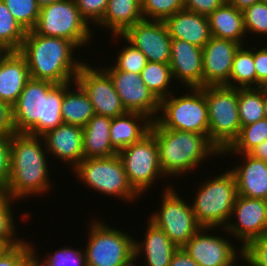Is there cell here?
<instances>
[{
	"label": "cell",
	"mask_w": 267,
	"mask_h": 266,
	"mask_svg": "<svg viewBox=\"0 0 267 266\" xmlns=\"http://www.w3.org/2000/svg\"><path fill=\"white\" fill-rule=\"evenodd\" d=\"M151 123L152 120L149 117L138 112H127L124 115L112 118L110 125L112 147L119 152L140 141L149 133Z\"/></svg>",
	"instance_id": "d4e9b609"
},
{
	"label": "cell",
	"mask_w": 267,
	"mask_h": 266,
	"mask_svg": "<svg viewBox=\"0 0 267 266\" xmlns=\"http://www.w3.org/2000/svg\"><path fill=\"white\" fill-rule=\"evenodd\" d=\"M32 246V266H86L85 253L82 249L63 247L53 254L47 253L46 259L42 262L37 258V251ZM40 262V263H39Z\"/></svg>",
	"instance_id": "d590c367"
},
{
	"label": "cell",
	"mask_w": 267,
	"mask_h": 266,
	"mask_svg": "<svg viewBox=\"0 0 267 266\" xmlns=\"http://www.w3.org/2000/svg\"><path fill=\"white\" fill-rule=\"evenodd\" d=\"M170 68L181 85L203 87L202 48L179 39L171 40Z\"/></svg>",
	"instance_id": "d6986e66"
},
{
	"label": "cell",
	"mask_w": 267,
	"mask_h": 266,
	"mask_svg": "<svg viewBox=\"0 0 267 266\" xmlns=\"http://www.w3.org/2000/svg\"><path fill=\"white\" fill-rule=\"evenodd\" d=\"M80 15L88 23L97 25L103 18L108 0H74ZM92 21V22H91Z\"/></svg>",
	"instance_id": "7bdbcfd3"
},
{
	"label": "cell",
	"mask_w": 267,
	"mask_h": 266,
	"mask_svg": "<svg viewBox=\"0 0 267 266\" xmlns=\"http://www.w3.org/2000/svg\"><path fill=\"white\" fill-rule=\"evenodd\" d=\"M264 111H265V118H267V90L264 87Z\"/></svg>",
	"instance_id": "db71d44e"
},
{
	"label": "cell",
	"mask_w": 267,
	"mask_h": 266,
	"mask_svg": "<svg viewBox=\"0 0 267 266\" xmlns=\"http://www.w3.org/2000/svg\"><path fill=\"white\" fill-rule=\"evenodd\" d=\"M140 75L144 84L159 101L174 93L170 90L173 80L170 64L148 61Z\"/></svg>",
	"instance_id": "1f68e13d"
},
{
	"label": "cell",
	"mask_w": 267,
	"mask_h": 266,
	"mask_svg": "<svg viewBox=\"0 0 267 266\" xmlns=\"http://www.w3.org/2000/svg\"><path fill=\"white\" fill-rule=\"evenodd\" d=\"M40 8L61 0H36Z\"/></svg>",
	"instance_id": "f5cc1de1"
},
{
	"label": "cell",
	"mask_w": 267,
	"mask_h": 266,
	"mask_svg": "<svg viewBox=\"0 0 267 266\" xmlns=\"http://www.w3.org/2000/svg\"><path fill=\"white\" fill-rule=\"evenodd\" d=\"M244 47V45L240 46L234 55L230 75V87H257V75L253 60V49L251 47L247 48V45L246 48Z\"/></svg>",
	"instance_id": "4dcf8cb0"
},
{
	"label": "cell",
	"mask_w": 267,
	"mask_h": 266,
	"mask_svg": "<svg viewBox=\"0 0 267 266\" xmlns=\"http://www.w3.org/2000/svg\"><path fill=\"white\" fill-rule=\"evenodd\" d=\"M143 20L141 0H108L106 12L98 27H105L112 35H122L129 27Z\"/></svg>",
	"instance_id": "83f0119b"
},
{
	"label": "cell",
	"mask_w": 267,
	"mask_h": 266,
	"mask_svg": "<svg viewBox=\"0 0 267 266\" xmlns=\"http://www.w3.org/2000/svg\"><path fill=\"white\" fill-rule=\"evenodd\" d=\"M29 79L25 57L19 51H8L0 63V100L12 106Z\"/></svg>",
	"instance_id": "603a6c76"
},
{
	"label": "cell",
	"mask_w": 267,
	"mask_h": 266,
	"mask_svg": "<svg viewBox=\"0 0 267 266\" xmlns=\"http://www.w3.org/2000/svg\"><path fill=\"white\" fill-rule=\"evenodd\" d=\"M261 2H263V3H266V4H267V0H261Z\"/></svg>",
	"instance_id": "6f0895ef"
},
{
	"label": "cell",
	"mask_w": 267,
	"mask_h": 266,
	"mask_svg": "<svg viewBox=\"0 0 267 266\" xmlns=\"http://www.w3.org/2000/svg\"><path fill=\"white\" fill-rule=\"evenodd\" d=\"M248 154L256 159L267 162V140L254 147Z\"/></svg>",
	"instance_id": "681fc988"
},
{
	"label": "cell",
	"mask_w": 267,
	"mask_h": 266,
	"mask_svg": "<svg viewBox=\"0 0 267 266\" xmlns=\"http://www.w3.org/2000/svg\"><path fill=\"white\" fill-rule=\"evenodd\" d=\"M241 259L248 266H267V233L248 242L242 248Z\"/></svg>",
	"instance_id": "b9f144b4"
},
{
	"label": "cell",
	"mask_w": 267,
	"mask_h": 266,
	"mask_svg": "<svg viewBox=\"0 0 267 266\" xmlns=\"http://www.w3.org/2000/svg\"><path fill=\"white\" fill-rule=\"evenodd\" d=\"M186 89L190 90V94L188 92L182 94L183 96H175L172 93L160 101L156 121L163 128L200 133L209 139V115L205 93L201 87Z\"/></svg>",
	"instance_id": "52a82bcc"
},
{
	"label": "cell",
	"mask_w": 267,
	"mask_h": 266,
	"mask_svg": "<svg viewBox=\"0 0 267 266\" xmlns=\"http://www.w3.org/2000/svg\"><path fill=\"white\" fill-rule=\"evenodd\" d=\"M118 155L130 185L140 196H143L142 193L147 191L157 178L165 176L159 163L155 137L150 132L140 141L120 150Z\"/></svg>",
	"instance_id": "7c38bea8"
},
{
	"label": "cell",
	"mask_w": 267,
	"mask_h": 266,
	"mask_svg": "<svg viewBox=\"0 0 267 266\" xmlns=\"http://www.w3.org/2000/svg\"><path fill=\"white\" fill-rule=\"evenodd\" d=\"M3 2L26 32L34 29L40 13L36 0H3Z\"/></svg>",
	"instance_id": "8d00e7d4"
},
{
	"label": "cell",
	"mask_w": 267,
	"mask_h": 266,
	"mask_svg": "<svg viewBox=\"0 0 267 266\" xmlns=\"http://www.w3.org/2000/svg\"><path fill=\"white\" fill-rule=\"evenodd\" d=\"M184 9L209 16L217 8L221 7L225 0H183Z\"/></svg>",
	"instance_id": "bcb514c9"
},
{
	"label": "cell",
	"mask_w": 267,
	"mask_h": 266,
	"mask_svg": "<svg viewBox=\"0 0 267 266\" xmlns=\"http://www.w3.org/2000/svg\"><path fill=\"white\" fill-rule=\"evenodd\" d=\"M211 36L244 45L246 31L243 11L224 3L208 16Z\"/></svg>",
	"instance_id": "4316f807"
},
{
	"label": "cell",
	"mask_w": 267,
	"mask_h": 266,
	"mask_svg": "<svg viewBox=\"0 0 267 266\" xmlns=\"http://www.w3.org/2000/svg\"><path fill=\"white\" fill-rule=\"evenodd\" d=\"M138 258V255L136 253L131 254L124 262L121 266H136V263L134 264V262H136Z\"/></svg>",
	"instance_id": "816d5d0a"
},
{
	"label": "cell",
	"mask_w": 267,
	"mask_h": 266,
	"mask_svg": "<svg viewBox=\"0 0 267 266\" xmlns=\"http://www.w3.org/2000/svg\"><path fill=\"white\" fill-rule=\"evenodd\" d=\"M253 46V60L257 75V87H266L267 85V47Z\"/></svg>",
	"instance_id": "f6af8a7d"
},
{
	"label": "cell",
	"mask_w": 267,
	"mask_h": 266,
	"mask_svg": "<svg viewBox=\"0 0 267 266\" xmlns=\"http://www.w3.org/2000/svg\"><path fill=\"white\" fill-rule=\"evenodd\" d=\"M49 155L74 169L83 159V127L62 123L41 136Z\"/></svg>",
	"instance_id": "ffe728a7"
},
{
	"label": "cell",
	"mask_w": 267,
	"mask_h": 266,
	"mask_svg": "<svg viewBox=\"0 0 267 266\" xmlns=\"http://www.w3.org/2000/svg\"><path fill=\"white\" fill-rule=\"evenodd\" d=\"M41 136L15 133L10 137V176L6 192L15 200L51 189L47 154ZM45 151H44V150Z\"/></svg>",
	"instance_id": "7a4b0ae2"
},
{
	"label": "cell",
	"mask_w": 267,
	"mask_h": 266,
	"mask_svg": "<svg viewBox=\"0 0 267 266\" xmlns=\"http://www.w3.org/2000/svg\"><path fill=\"white\" fill-rule=\"evenodd\" d=\"M246 33L267 36V4L259 2L243 11Z\"/></svg>",
	"instance_id": "ab89813d"
},
{
	"label": "cell",
	"mask_w": 267,
	"mask_h": 266,
	"mask_svg": "<svg viewBox=\"0 0 267 266\" xmlns=\"http://www.w3.org/2000/svg\"><path fill=\"white\" fill-rule=\"evenodd\" d=\"M214 229L219 230L218 228L202 227L182 249L200 266L239 265L236 260L242 258V248L236 249L234 243L232 244L221 235L217 236L216 234L214 236V234L208 233Z\"/></svg>",
	"instance_id": "e0dca14e"
},
{
	"label": "cell",
	"mask_w": 267,
	"mask_h": 266,
	"mask_svg": "<svg viewBox=\"0 0 267 266\" xmlns=\"http://www.w3.org/2000/svg\"><path fill=\"white\" fill-rule=\"evenodd\" d=\"M240 46L234 41L211 36L202 48L203 87L219 85L230 87L233 58Z\"/></svg>",
	"instance_id": "ac0fdd59"
},
{
	"label": "cell",
	"mask_w": 267,
	"mask_h": 266,
	"mask_svg": "<svg viewBox=\"0 0 267 266\" xmlns=\"http://www.w3.org/2000/svg\"><path fill=\"white\" fill-rule=\"evenodd\" d=\"M203 181L191 205L201 227L225 228L237 196L235 176L230 170Z\"/></svg>",
	"instance_id": "5b68a950"
},
{
	"label": "cell",
	"mask_w": 267,
	"mask_h": 266,
	"mask_svg": "<svg viewBox=\"0 0 267 266\" xmlns=\"http://www.w3.org/2000/svg\"><path fill=\"white\" fill-rule=\"evenodd\" d=\"M182 9H184L183 0H141L144 20L165 21Z\"/></svg>",
	"instance_id": "74e56055"
},
{
	"label": "cell",
	"mask_w": 267,
	"mask_h": 266,
	"mask_svg": "<svg viewBox=\"0 0 267 266\" xmlns=\"http://www.w3.org/2000/svg\"><path fill=\"white\" fill-rule=\"evenodd\" d=\"M201 88L205 93L209 115V141L221 153L232 145L241 131L238 88L226 85Z\"/></svg>",
	"instance_id": "8992f818"
},
{
	"label": "cell",
	"mask_w": 267,
	"mask_h": 266,
	"mask_svg": "<svg viewBox=\"0 0 267 266\" xmlns=\"http://www.w3.org/2000/svg\"><path fill=\"white\" fill-rule=\"evenodd\" d=\"M92 221L84 250L86 266H121L134 253V238L103 220Z\"/></svg>",
	"instance_id": "30bf717a"
},
{
	"label": "cell",
	"mask_w": 267,
	"mask_h": 266,
	"mask_svg": "<svg viewBox=\"0 0 267 266\" xmlns=\"http://www.w3.org/2000/svg\"><path fill=\"white\" fill-rule=\"evenodd\" d=\"M75 83L87 94L97 115L114 118L127 113L110 76L102 68L84 62Z\"/></svg>",
	"instance_id": "4fadbf2b"
},
{
	"label": "cell",
	"mask_w": 267,
	"mask_h": 266,
	"mask_svg": "<svg viewBox=\"0 0 267 266\" xmlns=\"http://www.w3.org/2000/svg\"><path fill=\"white\" fill-rule=\"evenodd\" d=\"M145 231L143 242L134 240V253L140 258L143 254L146 266H169L173 254L178 247L168 235L150 220Z\"/></svg>",
	"instance_id": "cb8c5ba5"
},
{
	"label": "cell",
	"mask_w": 267,
	"mask_h": 266,
	"mask_svg": "<svg viewBox=\"0 0 267 266\" xmlns=\"http://www.w3.org/2000/svg\"><path fill=\"white\" fill-rule=\"evenodd\" d=\"M0 266H32V244L24 241L0 251Z\"/></svg>",
	"instance_id": "60d3db41"
},
{
	"label": "cell",
	"mask_w": 267,
	"mask_h": 266,
	"mask_svg": "<svg viewBox=\"0 0 267 266\" xmlns=\"http://www.w3.org/2000/svg\"><path fill=\"white\" fill-rule=\"evenodd\" d=\"M15 133L12 106L0 100V137H11Z\"/></svg>",
	"instance_id": "7dc6e473"
},
{
	"label": "cell",
	"mask_w": 267,
	"mask_h": 266,
	"mask_svg": "<svg viewBox=\"0 0 267 266\" xmlns=\"http://www.w3.org/2000/svg\"><path fill=\"white\" fill-rule=\"evenodd\" d=\"M102 69L110 76L127 112L142 113L152 121L156 120L160 101L144 84L140 74L117 70L114 66Z\"/></svg>",
	"instance_id": "5bb4252c"
},
{
	"label": "cell",
	"mask_w": 267,
	"mask_h": 266,
	"mask_svg": "<svg viewBox=\"0 0 267 266\" xmlns=\"http://www.w3.org/2000/svg\"><path fill=\"white\" fill-rule=\"evenodd\" d=\"M10 137H0V189H5L10 176Z\"/></svg>",
	"instance_id": "ee69618b"
},
{
	"label": "cell",
	"mask_w": 267,
	"mask_h": 266,
	"mask_svg": "<svg viewBox=\"0 0 267 266\" xmlns=\"http://www.w3.org/2000/svg\"><path fill=\"white\" fill-rule=\"evenodd\" d=\"M14 201L5 189H0V242L5 247H13L25 241L16 234V220L12 214Z\"/></svg>",
	"instance_id": "e575fe53"
},
{
	"label": "cell",
	"mask_w": 267,
	"mask_h": 266,
	"mask_svg": "<svg viewBox=\"0 0 267 266\" xmlns=\"http://www.w3.org/2000/svg\"><path fill=\"white\" fill-rule=\"evenodd\" d=\"M267 140V118L241 127L238 138L221 154H248L254 147ZM232 152V153H231Z\"/></svg>",
	"instance_id": "d6a6232c"
},
{
	"label": "cell",
	"mask_w": 267,
	"mask_h": 266,
	"mask_svg": "<svg viewBox=\"0 0 267 266\" xmlns=\"http://www.w3.org/2000/svg\"><path fill=\"white\" fill-rule=\"evenodd\" d=\"M164 22L172 39L203 48L211 38L208 16L182 9Z\"/></svg>",
	"instance_id": "7402d4cb"
},
{
	"label": "cell",
	"mask_w": 267,
	"mask_h": 266,
	"mask_svg": "<svg viewBox=\"0 0 267 266\" xmlns=\"http://www.w3.org/2000/svg\"><path fill=\"white\" fill-rule=\"evenodd\" d=\"M112 118L95 114L83 127L84 158H101L118 154L112 147L110 125Z\"/></svg>",
	"instance_id": "484cf974"
},
{
	"label": "cell",
	"mask_w": 267,
	"mask_h": 266,
	"mask_svg": "<svg viewBox=\"0 0 267 266\" xmlns=\"http://www.w3.org/2000/svg\"><path fill=\"white\" fill-rule=\"evenodd\" d=\"M169 266H200L192 257H190L182 248L173 254Z\"/></svg>",
	"instance_id": "c3c4849f"
},
{
	"label": "cell",
	"mask_w": 267,
	"mask_h": 266,
	"mask_svg": "<svg viewBox=\"0 0 267 266\" xmlns=\"http://www.w3.org/2000/svg\"><path fill=\"white\" fill-rule=\"evenodd\" d=\"M241 127L265 118L264 87L238 88Z\"/></svg>",
	"instance_id": "f546056e"
},
{
	"label": "cell",
	"mask_w": 267,
	"mask_h": 266,
	"mask_svg": "<svg viewBox=\"0 0 267 266\" xmlns=\"http://www.w3.org/2000/svg\"><path fill=\"white\" fill-rule=\"evenodd\" d=\"M79 49L72 41L61 37L42 36L27 31L19 52L25 57L30 78L55 84L75 82L84 64L74 58Z\"/></svg>",
	"instance_id": "3957f363"
},
{
	"label": "cell",
	"mask_w": 267,
	"mask_h": 266,
	"mask_svg": "<svg viewBox=\"0 0 267 266\" xmlns=\"http://www.w3.org/2000/svg\"><path fill=\"white\" fill-rule=\"evenodd\" d=\"M243 163L231 169L235 176L237 195L267 201V162L249 154H238Z\"/></svg>",
	"instance_id": "44dd1931"
},
{
	"label": "cell",
	"mask_w": 267,
	"mask_h": 266,
	"mask_svg": "<svg viewBox=\"0 0 267 266\" xmlns=\"http://www.w3.org/2000/svg\"><path fill=\"white\" fill-rule=\"evenodd\" d=\"M165 188L161 207L148 220L162 229L178 248H182L202 227L194 216L190 201L183 200L172 185Z\"/></svg>",
	"instance_id": "8fae6325"
},
{
	"label": "cell",
	"mask_w": 267,
	"mask_h": 266,
	"mask_svg": "<svg viewBox=\"0 0 267 266\" xmlns=\"http://www.w3.org/2000/svg\"><path fill=\"white\" fill-rule=\"evenodd\" d=\"M226 3L234 6L238 10L244 11L246 8L252 6L253 4L261 2V0H225Z\"/></svg>",
	"instance_id": "f907efd6"
},
{
	"label": "cell",
	"mask_w": 267,
	"mask_h": 266,
	"mask_svg": "<svg viewBox=\"0 0 267 266\" xmlns=\"http://www.w3.org/2000/svg\"><path fill=\"white\" fill-rule=\"evenodd\" d=\"M75 82L55 84L30 78L12 105L16 133L42 136L62 123L61 105L64 92Z\"/></svg>",
	"instance_id": "6da1fadb"
},
{
	"label": "cell",
	"mask_w": 267,
	"mask_h": 266,
	"mask_svg": "<svg viewBox=\"0 0 267 266\" xmlns=\"http://www.w3.org/2000/svg\"><path fill=\"white\" fill-rule=\"evenodd\" d=\"M5 246L0 242V251L4 248Z\"/></svg>",
	"instance_id": "9f6ffc18"
},
{
	"label": "cell",
	"mask_w": 267,
	"mask_h": 266,
	"mask_svg": "<svg viewBox=\"0 0 267 266\" xmlns=\"http://www.w3.org/2000/svg\"><path fill=\"white\" fill-rule=\"evenodd\" d=\"M74 86L76 89L72 90L69 87L64 92L61 117L63 123L84 127L96 113L83 89L77 83Z\"/></svg>",
	"instance_id": "f1b7e54d"
},
{
	"label": "cell",
	"mask_w": 267,
	"mask_h": 266,
	"mask_svg": "<svg viewBox=\"0 0 267 266\" xmlns=\"http://www.w3.org/2000/svg\"><path fill=\"white\" fill-rule=\"evenodd\" d=\"M230 219L223 231L238 238L243 248L251 240L267 233V201L237 195Z\"/></svg>",
	"instance_id": "2e32d148"
},
{
	"label": "cell",
	"mask_w": 267,
	"mask_h": 266,
	"mask_svg": "<svg viewBox=\"0 0 267 266\" xmlns=\"http://www.w3.org/2000/svg\"><path fill=\"white\" fill-rule=\"evenodd\" d=\"M8 52V50L0 44V59Z\"/></svg>",
	"instance_id": "11a10c76"
},
{
	"label": "cell",
	"mask_w": 267,
	"mask_h": 266,
	"mask_svg": "<svg viewBox=\"0 0 267 266\" xmlns=\"http://www.w3.org/2000/svg\"><path fill=\"white\" fill-rule=\"evenodd\" d=\"M25 35L26 31L0 0V44L8 51H19Z\"/></svg>",
	"instance_id": "836d02e7"
},
{
	"label": "cell",
	"mask_w": 267,
	"mask_h": 266,
	"mask_svg": "<svg viewBox=\"0 0 267 266\" xmlns=\"http://www.w3.org/2000/svg\"><path fill=\"white\" fill-rule=\"evenodd\" d=\"M127 40L139 49L149 62L170 64L171 40L164 21L141 20L122 35H112Z\"/></svg>",
	"instance_id": "9a60e30c"
},
{
	"label": "cell",
	"mask_w": 267,
	"mask_h": 266,
	"mask_svg": "<svg viewBox=\"0 0 267 266\" xmlns=\"http://www.w3.org/2000/svg\"><path fill=\"white\" fill-rule=\"evenodd\" d=\"M125 43L128 44L125 45V47L123 46V49L119 51L115 60L116 63H114L115 65L113 66L117 70L140 74L148 60L139 49L135 48L127 40Z\"/></svg>",
	"instance_id": "f35d334b"
},
{
	"label": "cell",
	"mask_w": 267,
	"mask_h": 266,
	"mask_svg": "<svg viewBox=\"0 0 267 266\" xmlns=\"http://www.w3.org/2000/svg\"><path fill=\"white\" fill-rule=\"evenodd\" d=\"M90 26L80 15L74 0H61L40 8L33 31L42 36L65 38L81 48L93 38Z\"/></svg>",
	"instance_id": "9c48e42d"
},
{
	"label": "cell",
	"mask_w": 267,
	"mask_h": 266,
	"mask_svg": "<svg viewBox=\"0 0 267 266\" xmlns=\"http://www.w3.org/2000/svg\"><path fill=\"white\" fill-rule=\"evenodd\" d=\"M75 175L92 190L124 201L137 200L139 194L130 185L118 154L83 159L74 169ZM77 173V174H76Z\"/></svg>",
	"instance_id": "ba28073f"
},
{
	"label": "cell",
	"mask_w": 267,
	"mask_h": 266,
	"mask_svg": "<svg viewBox=\"0 0 267 266\" xmlns=\"http://www.w3.org/2000/svg\"><path fill=\"white\" fill-rule=\"evenodd\" d=\"M149 132L156 140L162 173L170 178L194 171L208 156H221L203 134L163 128L156 120Z\"/></svg>",
	"instance_id": "277c9868"
}]
</instances>
